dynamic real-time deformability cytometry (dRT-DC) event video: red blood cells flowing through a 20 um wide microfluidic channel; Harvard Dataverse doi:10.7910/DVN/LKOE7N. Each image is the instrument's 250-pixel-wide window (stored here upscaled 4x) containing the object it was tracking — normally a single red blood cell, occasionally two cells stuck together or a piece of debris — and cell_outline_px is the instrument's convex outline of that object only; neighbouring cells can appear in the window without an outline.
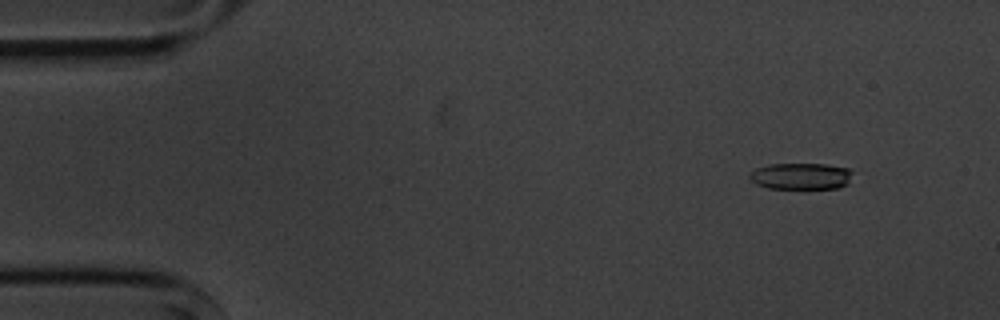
{"species": "common noctule bat (a hibernating species)", "species_latin": "Nyctalus noctula", "temperature_condition": "cold", "stored_images_in_passage": 4, "camera_frame_rate_fps": 3000, "um_per_image_px": 0.085, "animal": {"sex": "male", "body_mass_g": 20.1, "forearm_length_mm": 53.5}, "frame": {"image": 1, "passage_image": 1, "time_ms": 0.0, "image_size_px": [1000, 320], "cell_outline_px": [[852, 172], [848, 184], [840, 188], [768, 188], [756, 184], [748, 176], [756, 168], [768, 164], [828, 164], [848, 168]], "centroid_in_image_um": [68.1, 14.97], "position_along_channel_um": 16.9, "area_um2": 15.9}}
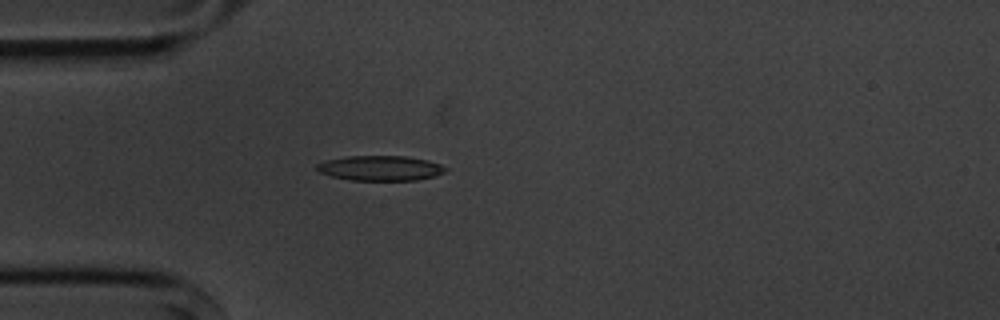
{"frame": {"image": 2, "passage_image": 4, "time_ms": 3.333, "image_size_px": [1000, 320], "cell_outline_px": [[448, 168], [444, 172], [436, 176], [416, 180], [352, 180], [332, 176], [320, 172], [316, 168], [316, 164], [324, 160], [344, 156], [404, 156], [428, 160], [440, 164]], "centroid_in_image_um": [32.33, 14.28], "position_along_channel_um": 52.7, "area_um2": 18.79}}